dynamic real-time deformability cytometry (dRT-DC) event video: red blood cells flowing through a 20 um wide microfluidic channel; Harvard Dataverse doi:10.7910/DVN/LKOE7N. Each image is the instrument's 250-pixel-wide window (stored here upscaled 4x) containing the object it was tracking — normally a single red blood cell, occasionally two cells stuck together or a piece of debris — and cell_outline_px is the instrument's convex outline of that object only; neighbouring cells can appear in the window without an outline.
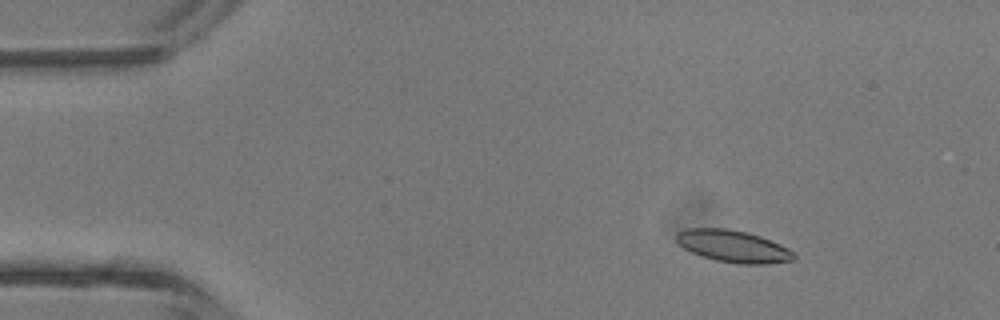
{"species": "common noctule bat (a hibernating species)", "species_latin": "Nyctalus noctula", "temperature_condition": "room temperature", "stored_images_in_passage": 7, "camera_frame_rate_fps": 3000, "um_per_image_px": 0.085, "animal": {"sex": "male", "body_mass_g": 13.3}, "frame": {"image": 1, "passage_image": 2, "time_ms": 0.333, "image_size_px": [1000, 320], "cell_outline_px": [[780, 260], [728, 260], [712, 256], [716, 232], [736, 232], [752, 236], [764, 240], [780, 248]], "centroid_in_image_um": [63.21, 21.05], "position_along_channel_um": 21.8, "area_um2": 11.04}}